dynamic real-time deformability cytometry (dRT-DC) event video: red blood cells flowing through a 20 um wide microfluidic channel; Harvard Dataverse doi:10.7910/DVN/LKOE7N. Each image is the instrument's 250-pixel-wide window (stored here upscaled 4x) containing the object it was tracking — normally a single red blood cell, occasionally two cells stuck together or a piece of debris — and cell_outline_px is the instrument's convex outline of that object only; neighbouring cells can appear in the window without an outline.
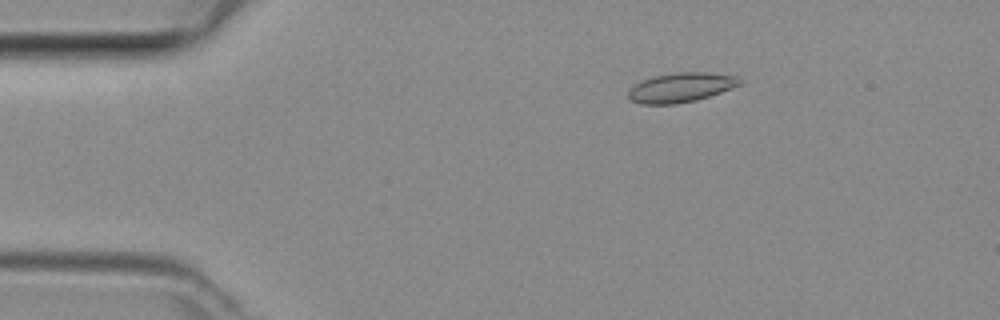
{"species": "common noctule bat (a hibernating species)", "species_latin": "Nyctalus noctula", "temperature_condition": "room temperature", "stored_images_in_passage": 6, "camera_frame_rate_fps": 3000, "um_per_image_px": 0.085, "animal": {"sex": "female", "body_mass_g": 29.2, "forearm_length_mm": 56.3}, "frame": {"image": 1, "passage_image": 3, "time_ms": 0.667, "image_size_px": [1000, 320], "cell_outline_px": [[740, 84], [720, 92], [696, 100], [676, 104], [640, 104], [632, 100], [628, 96], [628, 88], [644, 80], [656, 76], [680, 72], [704, 72], [736, 76], [740, 80]], "centroid_in_image_um": [57.84, 7.44], "position_along_channel_um": 27.2, "area_um2": 18.73}}
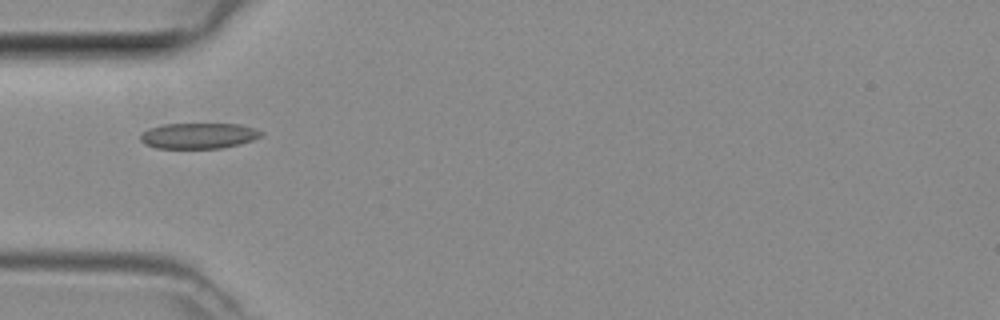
{"frame": {"image": 2, "passage_image": 5, "time_ms": 1.333, "image_size_px": [1000, 320], "cell_outline_px": [[264, 136], [240, 144], [224, 148], [156, 148], [144, 144], [140, 140], [140, 136], [148, 128], [164, 124], [240, 124], [264, 132]], "centroid_in_image_um": [16.89, 11.54], "position_along_channel_um": 68.1, "area_um2": 18.15}}
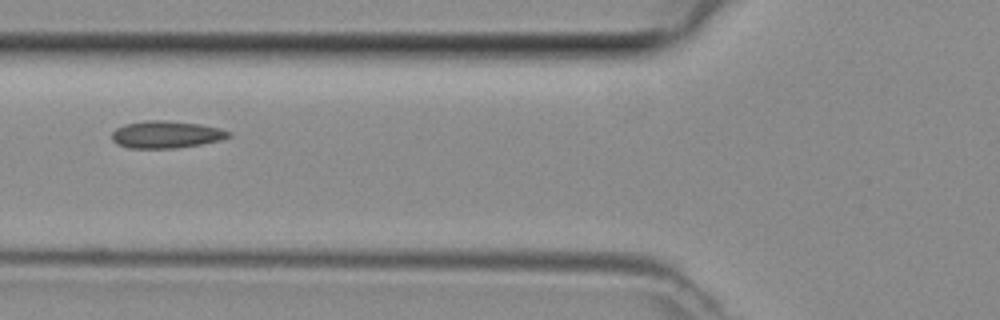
{"frame": {"image": 3, "passage_image": 6, "time_ms": 1.667, "image_size_px": [1000, 320], "cell_outline_px": [[232, 136], [220, 140], [200, 144], [176, 148], [128, 148], [116, 144], [112, 140], [112, 132], [116, 128], [124, 124], [144, 120], [164, 120], [200, 124], [220, 128], [232, 132]], "centroid_in_image_um": [14.11, 11.43], "position_along_channel_um": 111.7, "area_um2": 18.67}}